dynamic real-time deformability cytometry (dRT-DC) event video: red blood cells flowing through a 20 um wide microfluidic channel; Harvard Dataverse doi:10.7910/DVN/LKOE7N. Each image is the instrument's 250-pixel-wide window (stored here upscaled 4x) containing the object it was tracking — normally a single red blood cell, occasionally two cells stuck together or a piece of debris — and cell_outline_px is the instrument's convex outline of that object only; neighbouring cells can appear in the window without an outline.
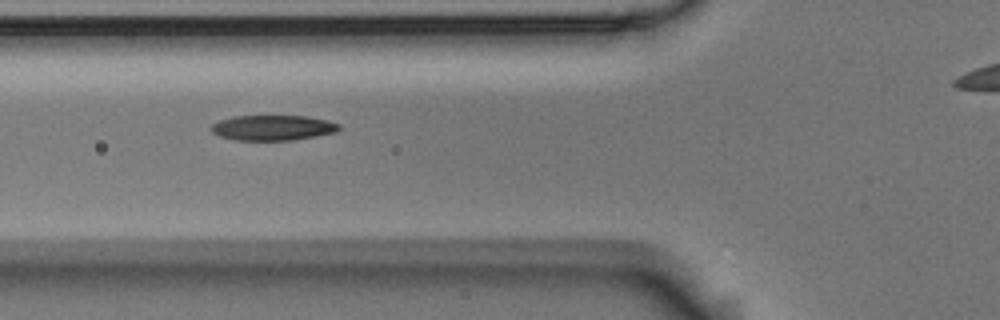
{"species": "Egyptian fruit bat (a non-hibernating species)", "species_latin": "Rousettus aegyptiacus", "temperature_condition": "room temperature", "stored_images_in_passage": 8, "segment_of_instrument_passage": [1, 2], "camera_frame_rate_fps": 3000, "um_per_image_px": 0.085, "animal": {"sex": "male"}, "frame": {"image": 1, "passage_image": 6, "time_ms": 1.667, "image_size_px": [1000, 320], "cell_outline_px": [[340, 128], [336, 132], [316, 136], [292, 140], [232, 140], [220, 136], [212, 132], [208, 128], [212, 124], [220, 120], [232, 116], [308, 116], [328, 120], [340, 124]], "centroid_in_image_um": [23.17, 10.85], "position_along_channel_um": 102.6, "area_um2": 18.96}}
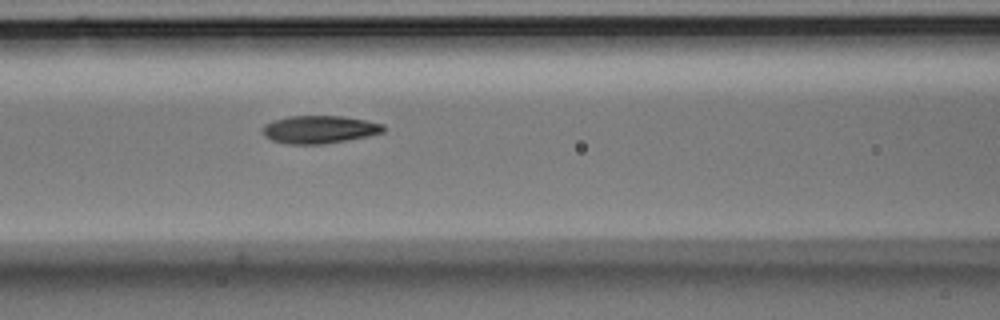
{"frame": {"image": 2, "passage_image": 7, "time_ms": 2.0, "image_size_px": [1000, 320], "cell_outline_px": [[384, 132], [368, 136], [324, 144], [288, 144], [272, 140], [264, 136], [264, 124], [272, 120], [288, 116], [344, 116], [368, 120], [384, 124]], "centroid_in_image_um": [27.17, 10.99], "position_along_channel_um": 139.4, "area_um2": 19.65}}